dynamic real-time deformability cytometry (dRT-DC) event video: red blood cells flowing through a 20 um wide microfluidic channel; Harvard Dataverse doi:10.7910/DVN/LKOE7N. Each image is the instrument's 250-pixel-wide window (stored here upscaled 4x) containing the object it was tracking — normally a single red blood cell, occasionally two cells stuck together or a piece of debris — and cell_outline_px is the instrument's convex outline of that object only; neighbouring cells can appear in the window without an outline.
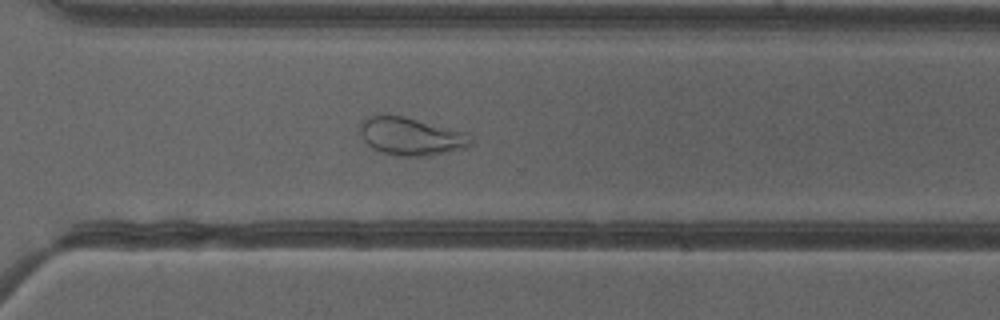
{"species": "common noctule bat (a hibernating species)", "species_latin": "Nyctalus noctula", "temperature_condition": "cold", "stored_images_in_passage": 51, "camera_frame_rate_fps": 3000, "um_per_image_px": 0.085, "animal": {"sex": "female"}, "frame": {"image": 1, "passage_image": 37, "time_ms": 12.0, "image_size_px": [1000, 320], "cell_outline_px": [[472, 144], [468, 148], [424, 156], [396, 156], [380, 152], [372, 148], [360, 136], [360, 120], [368, 116], [388, 112], [468, 132], [472, 136]], "centroid_in_image_um": [34.92, 11.56], "position_along_channel_um": 335.7, "area_um2": 25.2}}